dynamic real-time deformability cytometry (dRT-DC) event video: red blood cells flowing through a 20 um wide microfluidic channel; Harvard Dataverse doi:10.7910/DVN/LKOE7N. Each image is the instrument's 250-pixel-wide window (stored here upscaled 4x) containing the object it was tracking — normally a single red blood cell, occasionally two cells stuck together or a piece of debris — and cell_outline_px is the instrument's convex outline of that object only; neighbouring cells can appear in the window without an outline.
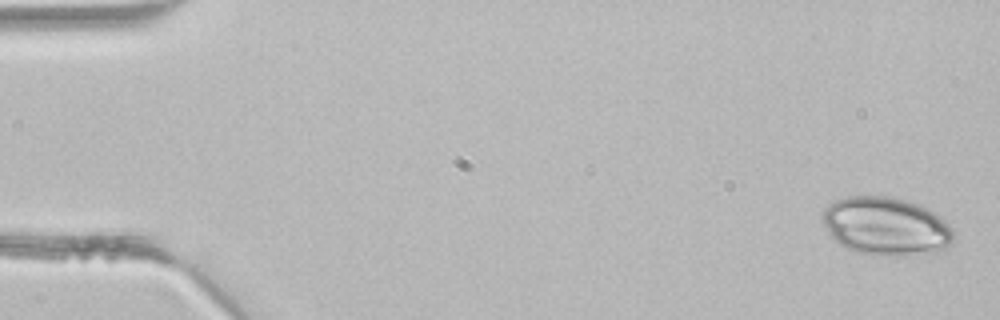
{"species": "common noctule bat (a hibernating species)", "species_latin": "Nyctalus noctula", "temperature_condition": "room temperature", "stored_images_in_passage": 4, "camera_frame_rate_fps": 3000, "um_per_image_px": 0.085, "animal": {"sex": "male", "body_mass_g": 21.5, "forearm_length_mm": 52.0}, "frame": {"image": 1, "passage_image": 1, "time_ms": 0.0, "image_size_px": [1000, 320], "cell_outline_px": [[952, 244], [944, 252], [876, 256], [872, 256], [856, 252], [840, 244], [832, 236], [820, 220], [820, 216], [824, 208], [828, 204], [836, 200], [848, 196], [892, 196], [920, 204], [936, 212], [952, 228]], "centroid_in_image_um": [75.32, 19.22], "position_along_channel_um": 9.7, "area_um2": 45.03}}